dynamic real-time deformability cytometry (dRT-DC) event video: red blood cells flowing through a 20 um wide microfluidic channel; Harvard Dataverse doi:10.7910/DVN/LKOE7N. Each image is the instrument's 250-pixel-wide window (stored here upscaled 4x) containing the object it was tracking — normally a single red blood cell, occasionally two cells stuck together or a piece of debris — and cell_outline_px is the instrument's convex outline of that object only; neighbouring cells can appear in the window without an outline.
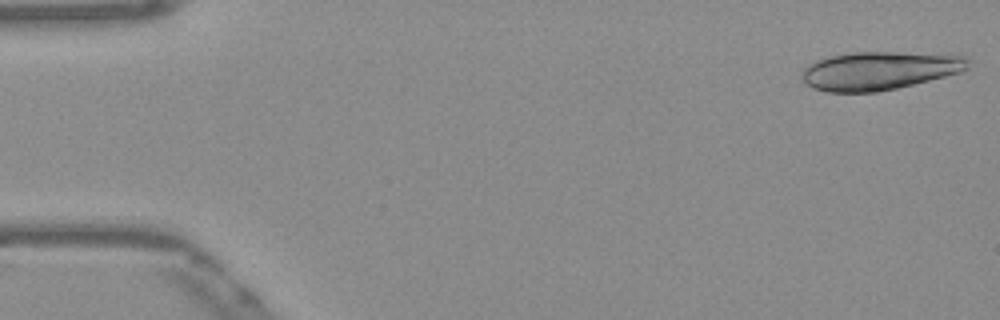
{"species": "Egyptian fruit bat (a non-hibernating species)", "species_latin": "Rousettus aegyptiacus", "temperature_condition": "warm", "stored_images_in_passage": 17, "camera_frame_rate_fps": 3000, "um_per_image_px": 0.085, "frame": {"image": 1, "passage_image": 1, "time_ms": 0.0, "image_size_px": [1000, 320], "cell_outline_px": [[972, 60], [968, 68], [960, 72], [896, 88], [876, 92], [828, 92], [812, 88], [800, 76], [804, 68], [808, 64], [816, 60], [828, 56], [856, 52], [896, 52], [968, 56]], "centroid_in_image_um": [74.73, 6.0], "position_along_channel_um": 10.3, "area_um2": 36.99}}